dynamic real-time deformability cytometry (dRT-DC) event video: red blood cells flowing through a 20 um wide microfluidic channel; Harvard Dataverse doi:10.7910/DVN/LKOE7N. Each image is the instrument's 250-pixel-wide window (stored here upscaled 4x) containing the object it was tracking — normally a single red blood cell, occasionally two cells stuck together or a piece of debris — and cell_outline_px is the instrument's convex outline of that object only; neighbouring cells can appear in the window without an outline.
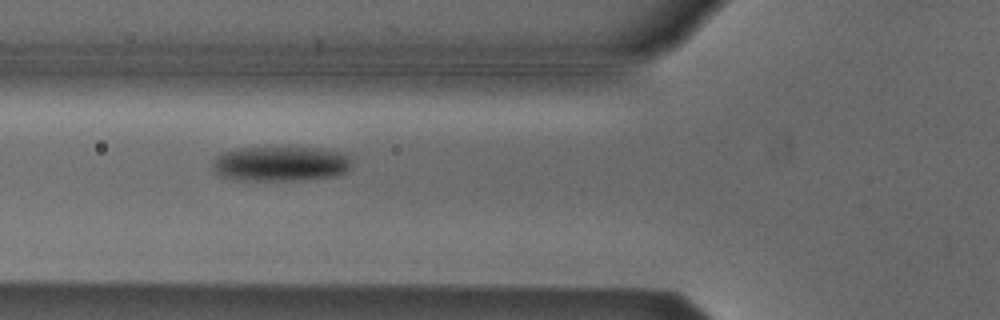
{"species": "Egyptian fruit bat (a non-hibernating species)", "species_latin": "Rousettus aegyptiacus", "temperature_condition": "cold", "stored_images_in_passage": 35, "camera_frame_rate_fps": 3000, "um_per_image_px": 0.085, "animal": {"sex": "male"}, "frame": {"image": 1, "passage_image": 3, "time_ms": 0.667, "image_size_px": [1000, 320], "cell_outline_px": [[352, 164], [348, 172], [336, 176], [300, 180], [240, 180], [220, 176], [212, 168], [212, 160], [216, 156], [224, 152], [236, 148], [320, 148], [344, 152], [352, 156]], "centroid_in_image_um": [23.91, 13.92], "position_along_channel_um": 101.9, "area_um2": 28.73}}
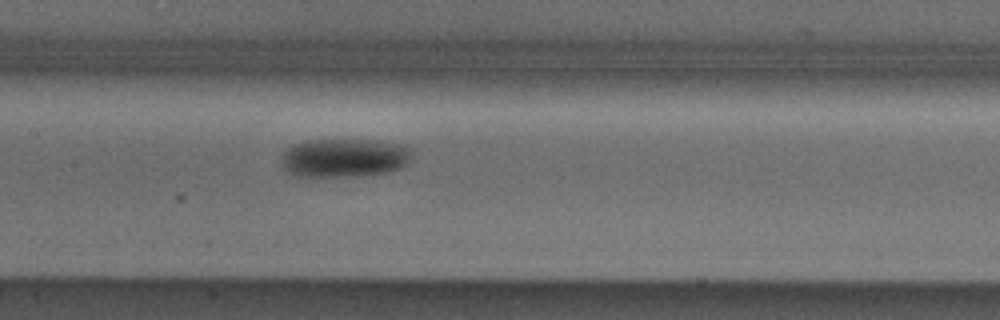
{"frame": {"image": 2, "passage_image": 9, "time_ms": 2.667, "image_size_px": [1000, 320], "cell_outline_px": [[412, 156], [408, 164], [400, 168], [388, 172], [360, 176], [296, 176], [288, 172], [284, 168], [284, 152], [288, 148], [296, 144], [308, 140], [376, 140], [408, 144], [412, 148]], "centroid_in_image_um": [29.38, 13.4], "position_along_channel_um": 178.0, "area_um2": 29.59}}
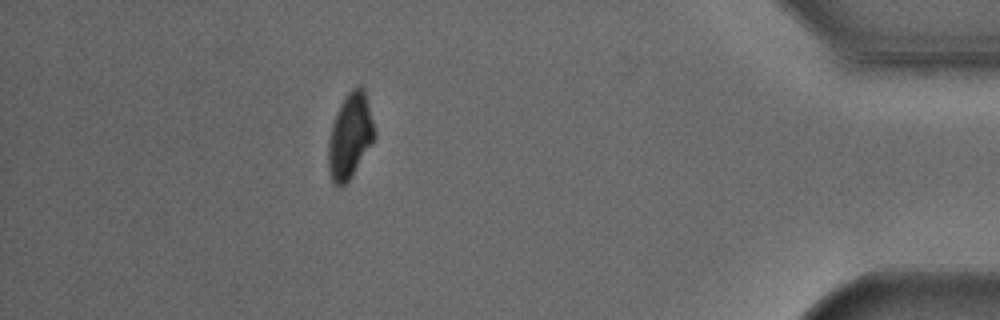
{"frame": {"image": 3, "passage_image": 31, "time_ms": 10.0, "image_size_px": [1000, 320], "cell_outline_px": [[376, 136], [352, 176], [340, 188], [336, 188], [332, 184], [328, 172], [328, 140], [332, 124], [336, 112], [344, 96], [356, 84], [360, 84], [364, 88], [376, 132]], "centroid_in_image_um": [29.73, 11.56], "position_along_channel_um": 405.5, "area_um2": 23.29}}